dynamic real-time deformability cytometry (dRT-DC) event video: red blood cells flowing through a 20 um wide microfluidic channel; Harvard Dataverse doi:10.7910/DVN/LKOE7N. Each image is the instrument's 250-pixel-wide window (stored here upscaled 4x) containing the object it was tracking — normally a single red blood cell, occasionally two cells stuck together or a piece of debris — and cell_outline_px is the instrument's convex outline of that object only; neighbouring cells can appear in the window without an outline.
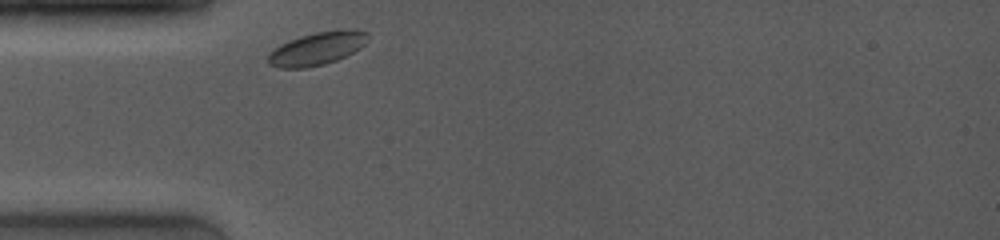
{"species": "common noctule bat (a hibernating species)", "species_latin": "Nyctalus noctula", "temperature_condition": "room temperature", "stored_images_in_passage": 29, "camera_frame_rate_fps": 4000, "um_per_image_px": 0.085, "animal": {"sex": "female", "body_mass_g": 19.0, "forearm_length_mm": 53.3}, "frame": {"image": 1, "passage_image": 1, "time_ms": 0.0, "image_size_px": [1000, 240], "cell_outline_px": [[368, 40], [360, 48], [336, 60], [324, 64], [304, 68], [280, 68], [268, 64], [268, 52], [280, 44], [288, 40], [300, 36], [316, 32], [344, 28], [348, 28], [368, 32]], "centroid_in_image_um": [26.93, 4.11], "position_along_channel_um": 58.1, "area_um2": 19.31}}
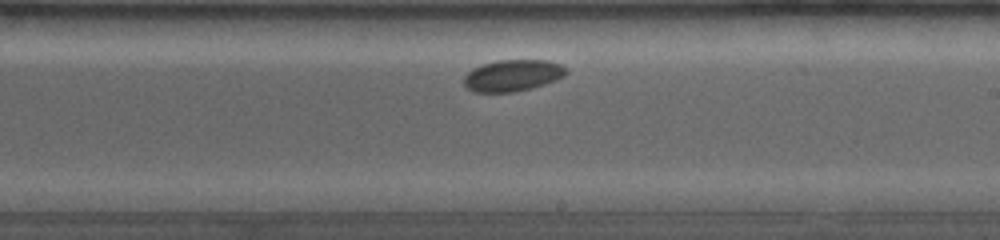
{"frame": {"image": 2, "passage_image": 16, "time_ms": 5.25, "image_size_px": [1000, 240], "cell_outline_px": [[568, 72], [564, 76], [556, 80], [544, 84], [512, 92], [472, 92], [464, 84], [464, 76], [472, 68], [480, 64], [496, 60], [548, 60], [560, 64]], "centroid_in_image_um": [43.54, 6.4], "position_along_channel_um": 245.5, "area_um2": 18.79}}
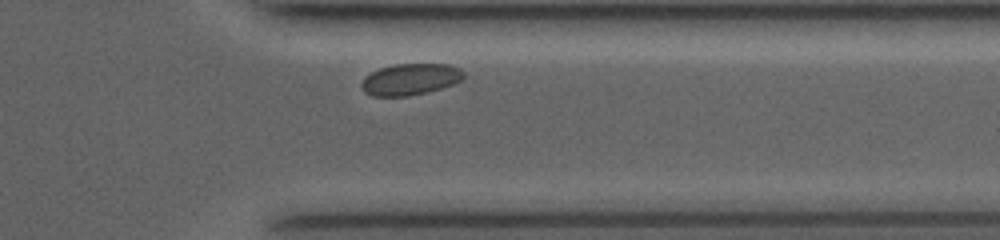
{"frame": {"image": 3, "passage_image": 27, "time_ms": 8.75, "image_size_px": [1000, 240], "cell_outline_px": [[464, 80], [428, 92], [408, 96], [372, 96], [364, 92], [360, 84], [364, 76], [380, 68], [392, 64], [452, 64], [460, 68], [464, 72]], "centroid_in_image_um": [34.88, 6.73], "position_along_channel_um": 376.5, "area_um2": 18.96}}